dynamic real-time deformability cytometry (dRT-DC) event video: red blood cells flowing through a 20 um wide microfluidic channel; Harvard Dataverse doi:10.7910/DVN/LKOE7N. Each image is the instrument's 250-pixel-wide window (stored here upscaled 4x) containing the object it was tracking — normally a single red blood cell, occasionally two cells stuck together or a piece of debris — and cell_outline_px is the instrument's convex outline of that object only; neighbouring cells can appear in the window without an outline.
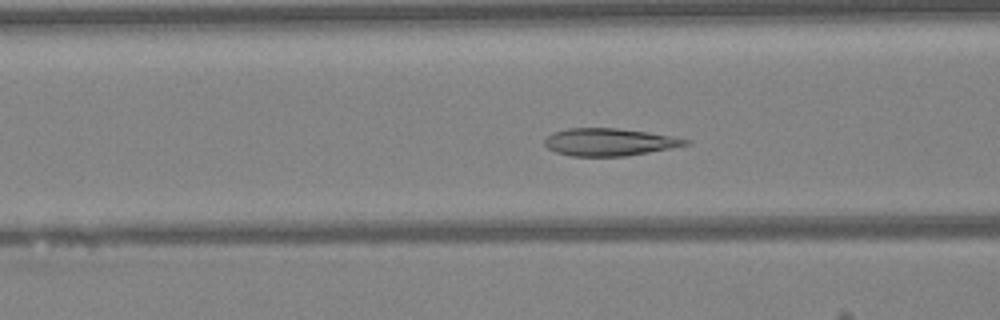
{"species": "Egyptian fruit bat (a non-hibernating species)", "species_latin": "Rousettus aegyptiacus", "temperature_condition": "warm", "stored_images_in_passage": 48, "camera_frame_rate_fps": 3000, "um_per_image_px": 0.085, "animal": {"sex": "female"}, "frame": {"image": 1, "passage_image": 19, "time_ms": 6.0, "image_size_px": [1000, 320], "cell_outline_px": [[692, 144], [672, 148], [624, 156], [572, 156], [556, 152], [548, 148], [544, 144], [544, 140], [552, 132], [568, 128], [616, 128], [648, 132], [672, 136], [692, 140]], "centroid_in_image_um": [51.82, 12.07], "position_along_channel_um": 114.8, "area_um2": 22.6}}
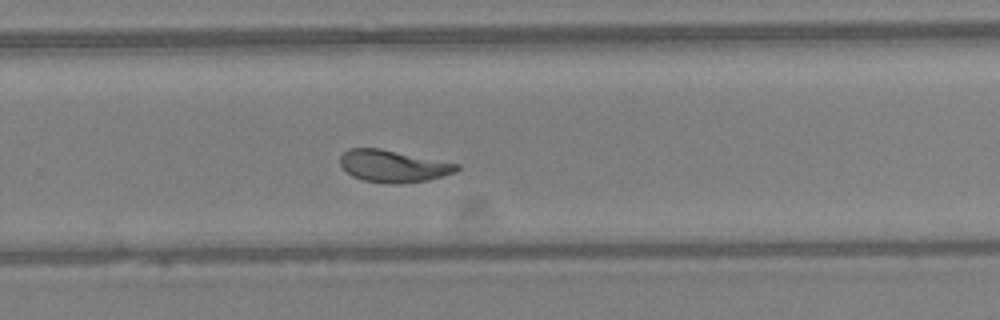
{"frame": {"image": 2, "passage_image": 32, "time_ms": 10.333, "image_size_px": [1000, 320], "cell_outline_px": [[460, 168], [456, 172], [428, 180], [396, 184], [392, 184], [364, 180], [352, 176], [340, 164], [340, 156], [348, 148], [380, 148], [460, 164]], "centroid_in_image_um": [33.43, 14.11], "position_along_channel_um": 296.4, "area_um2": 21.73}}
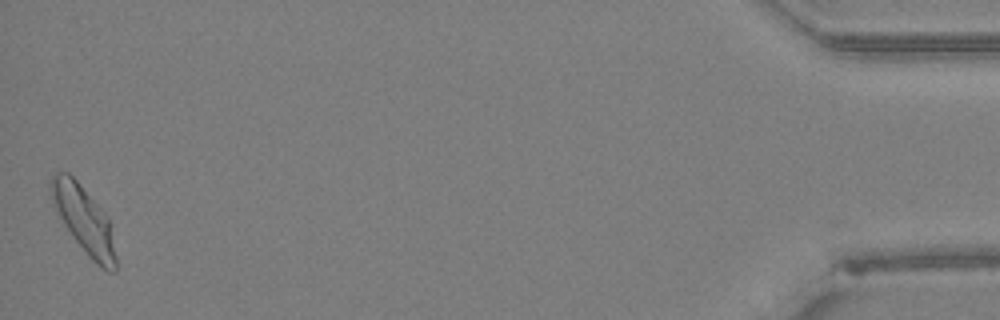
{"frame": {"image": 3, "passage_image": 48, "time_ms": 15.667, "image_size_px": [1000, 320], "cell_outline_px": [[116, 272], [108, 272], [96, 264], [88, 256], [72, 236], [64, 224], [60, 216], [48, 188], [52, 176], [56, 172], [68, 172], [76, 180], [104, 212], [108, 220], [116, 256]], "centroid_in_image_um": [7.13, 18.69], "position_along_channel_um": 428.1, "area_um2": 24.57}, "authors_computed_cell_mechanics": {"area_um2": 22.8888, "velocity_mm_per_s": 4.2091, "shape_relaxation_time_tau1_ms": 4.4468, "shape_relaxation_time_tau2_ms": 0.9027, "deformation_change_tau1": 0.1563, "deformation_change_tau2": 0.0738}}